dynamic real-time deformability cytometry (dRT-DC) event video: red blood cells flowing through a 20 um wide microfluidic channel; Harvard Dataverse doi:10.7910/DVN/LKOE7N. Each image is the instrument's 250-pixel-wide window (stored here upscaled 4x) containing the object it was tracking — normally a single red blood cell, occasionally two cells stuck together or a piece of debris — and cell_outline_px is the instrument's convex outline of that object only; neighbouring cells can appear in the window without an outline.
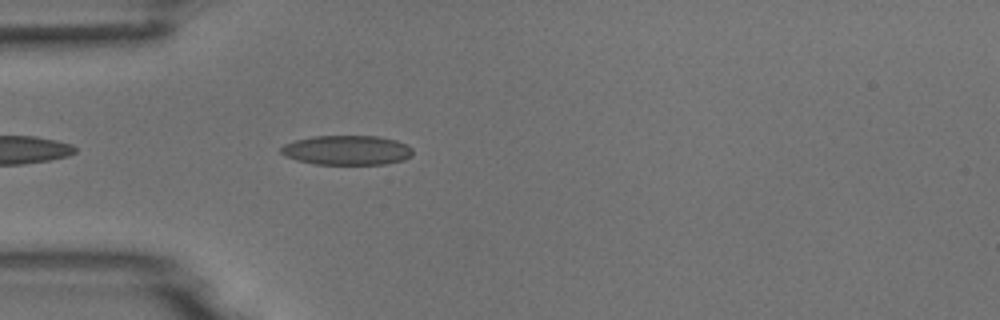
{"species": "common noctule bat (a hibernating species)", "species_latin": "Nyctalus noctula", "temperature_condition": "room temperature", "stored_images_in_passage": 13, "camera_frame_rate_fps": 3000, "um_per_image_px": 0.085, "animal": {"sex": "male", "body_mass_g": 18.8}, "frame": {"image": 1, "passage_image": 3, "time_ms": 0.667, "image_size_px": [1000, 320], "cell_outline_px": [[412, 156], [404, 160], [384, 164], [316, 164], [296, 160], [284, 156], [280, 152], [280, 148], [284, 144], [296, 140], [312, 136], [380, 136], [396, 140], [408, 144], [412, 148]], "centroid_in_image_um": [29.5, 12.76], "position_along_channel_um": 55.5, "area_um2": 22.89}}